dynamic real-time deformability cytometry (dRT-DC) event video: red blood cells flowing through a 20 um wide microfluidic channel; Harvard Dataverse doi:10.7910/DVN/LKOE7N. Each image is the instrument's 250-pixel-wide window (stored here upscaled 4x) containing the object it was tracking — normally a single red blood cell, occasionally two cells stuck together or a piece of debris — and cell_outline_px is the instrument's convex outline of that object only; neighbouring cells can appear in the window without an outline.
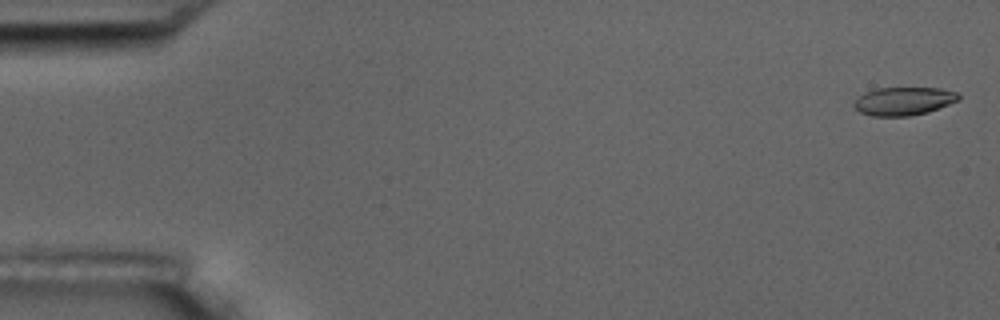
{"species": "common noctule bat (a hibernating species)", "species_latin": "Nyctalus noctula", "temperature_condition": "room temperature", "stored_images_in_passage": 57, "camera_frame_rate_fps": 3000, "um_per_image_px": 0.085, "animal": {"sex": "male", "body_mass_g": 17.5, "forearm_length_mm": 52.3}, "frame": {"image": 1, "passage_image": 1, "time_ms": 0.0, "image_size_px": [1000, 320], "cell_outline_px": [[960, 100], [928, 112], [908, 116], [872, 116], [860, 112], [852, 104], [864, 92], [876, 88], [940, 88], [956, 92], [960, 96]], "centroid_in_image_um": [76.82, 8.59], "position_along_channel_um": 8.2, "area_um2": 17.17}}
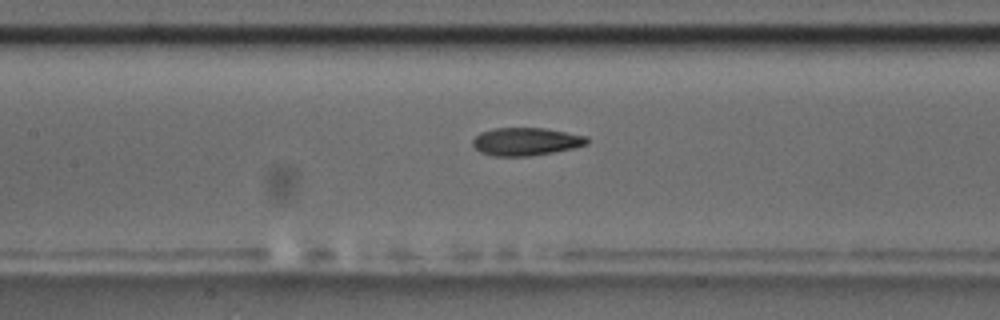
{"frame": {"image": 2, "passage_image": 26, "time_ms": 8.333, "image_size_px": [1000, 320], "cell_outline_px": [[588, 144], [572, 148], [552, 152], [528, 156], [492, 156], [480, 152], [472, 144], [472, 140], [480, 132], [492, 128], [544, 128], [588, 136]], "centroid_in_image_um": [44.68, 12.03], "position_along_channel_um": 162.7, "area_um2": 18.55}}
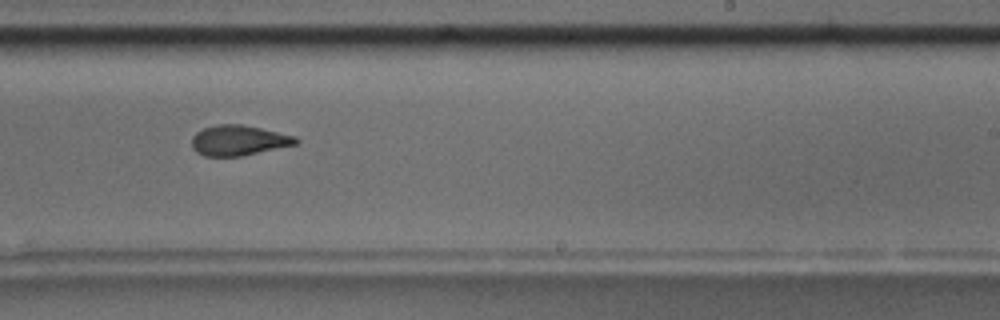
{"frame": {"image": 3, "passage_image": 35, "time_ms": 11.333, "image_size_px": [1000, 320], "cell_outline_px": [[300, 140], [296, 144], [240, 156], [204, 156], [196, 152], [192, 148], [192, 136], [196, 132], [204, 128], [216, 124], [244, 124], [296, 136]], "centroid_in_image_um": [20.26, 11.92], "position_along_channel_um": 268.7, "area_um2": 18.38}, "authors_computed_cell_mechanics": {"area_um2": 18.5538, "velocity_mm_per_s": 3.5527, "shape_relaxation_time_tau1_ms": 7.8238, "shape_relaxation_time_tau2_ms": 2.8419, "deformation_change_tau1": 0.2328, "deformation_change_tau2": 0.1052}}